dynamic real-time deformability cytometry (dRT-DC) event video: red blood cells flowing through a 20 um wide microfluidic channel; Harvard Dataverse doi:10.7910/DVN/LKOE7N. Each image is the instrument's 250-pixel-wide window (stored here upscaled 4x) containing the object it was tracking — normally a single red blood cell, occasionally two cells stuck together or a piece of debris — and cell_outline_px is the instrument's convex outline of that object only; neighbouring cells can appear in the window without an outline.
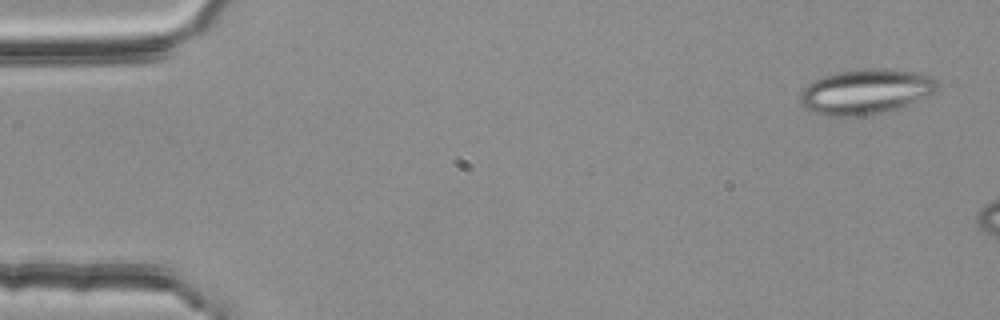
{"species": "common noctule bat (a hibernating species)", "species_latin": "Nyctalus noctula", "temperature_condition": "room temperature", "stored_images_in_passage": 12, "camera_frame_rate_fps": 3000, "um_per_image_px": 0.085, "animal": {"sex": "female", "body_mass_g": 25.1}, "frame": {"image": 1, "passage_image": 3, "time_ms": 0.667, "image_size_px": [1000, 320], "cell_outline_px": [[940, 84], [936, 92], [896, 108], [884, 112], [860, 116], [824, 116], [812, 112], [804, 108], [800, 104], [800, 92], [808, 84], [824, 76], [840, 72], [872, 68], [876, 68], [924, 72], [936, 76]], "centroid_in_image_um": [73.63, 7.78], "position_along_channel_um": 11.4, "area_um2": 36.18}}